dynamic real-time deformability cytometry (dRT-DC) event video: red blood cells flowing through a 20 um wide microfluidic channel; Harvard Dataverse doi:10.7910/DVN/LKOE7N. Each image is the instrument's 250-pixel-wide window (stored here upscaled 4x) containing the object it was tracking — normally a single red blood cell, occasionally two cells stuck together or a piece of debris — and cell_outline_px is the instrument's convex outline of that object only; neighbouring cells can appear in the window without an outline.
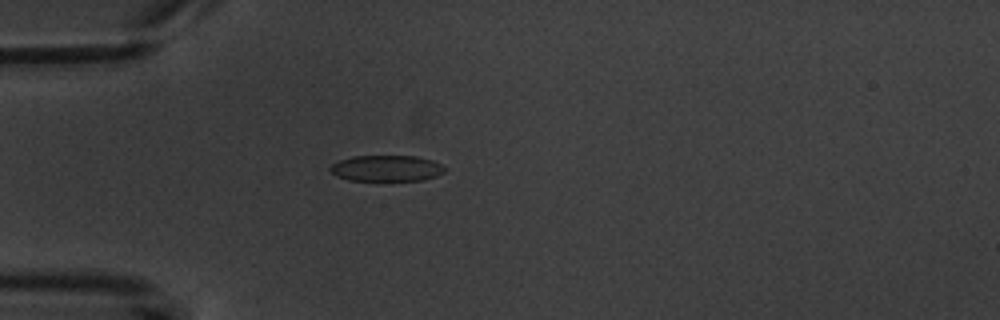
{"species": "common noctule bat (a hibernating species)", "species_latin": "Nyctalus noctula", "temperature_condition": "warm", "stored_images_in_passage": 5, "camera_frame_rate_fps": 3000, "um_per_image_px": 0.085, "animal": {"sex": "male", "body_mass_g": 20.1, "forearm_length_mm": 53.5}, "frame": {"image": 1, "passage_image": 4, "time_ms": 4.667, "image_size_px": [1000, 320], "cell_outline_px": [[444, 172], [436, 176], [424, 180], [348, 180], [336, 176], [328, 168], [332, 164], [340, 160], [352, 156], [416, 156], [432, 160], [440, 164], [444, 168]], "centroid_in_image_um": [32.83, 14.3], "position_along_channel_um": 52.2, "area_um2": 17.28}}